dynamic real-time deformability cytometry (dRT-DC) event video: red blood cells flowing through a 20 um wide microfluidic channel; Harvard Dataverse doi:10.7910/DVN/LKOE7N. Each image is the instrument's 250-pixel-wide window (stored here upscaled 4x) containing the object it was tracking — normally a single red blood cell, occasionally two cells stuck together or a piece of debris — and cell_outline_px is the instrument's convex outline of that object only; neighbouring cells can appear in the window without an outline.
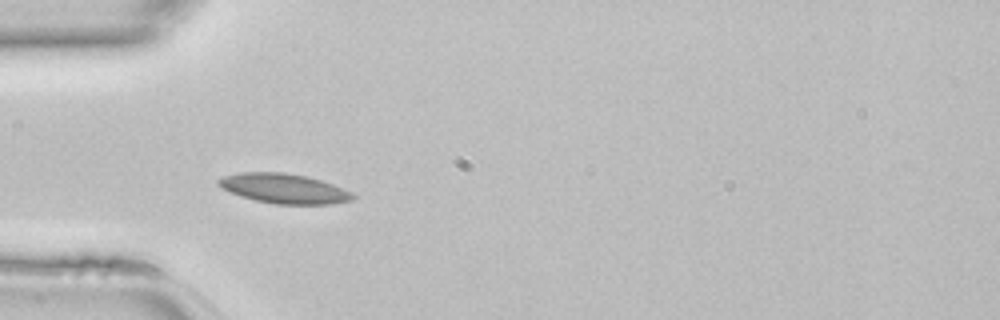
{"species": "common noctule bat (a hibernating species)", "species_latin": "Nyctalus noctula", "temperature_condition": "room temperature", "stored_images_in_passage": 33, "camera_frame_rate_fps": 3000, "um_per_image_px": 0.085, "animal": {"sex": "female", "body_mass_g": 22.7, "forearm_length_mm": 54.2}, "frame": {"image": 1, "passage_image": 1, "time_ms": 0.0, "image_size_px": [1000, 320], "cell_outline_px": [[356, 196], [352, 200], [332, 204], [276, 204], [256, 200], [240, 196], [216, 184], [216, 180], [220, 176], [240, 172], [284, 172], [308, 176], [332, 184], [352, 192]], "centroid_in_image_um": [24.13, 16.01], "position_along_channel_um": 60.9, "area_um2": 23.35}}
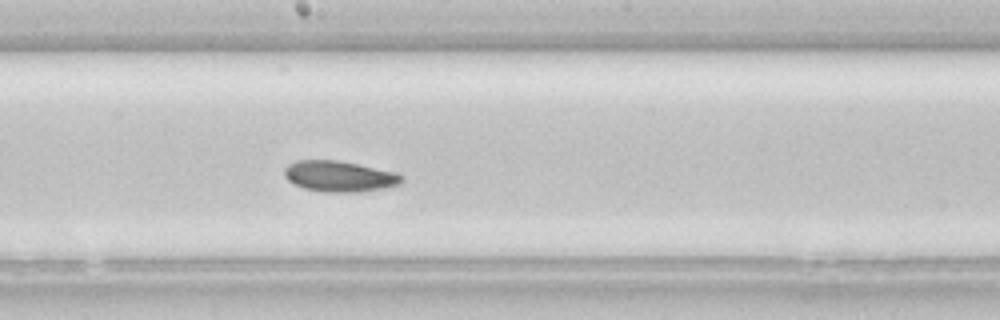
{"frame": {"image": 2, "passage_image": 12, "time_ms": 3.667, "image_size_px": [1000, 320], "cell_outline_px": [[404, 180], [400, 184], [384, 188], [360, 192], [324, 192], [304, 188], [288, 180], [284, 176], [284, 168], [288, 164], [296, 160], [336, 160], [396, 172], [404, 176]], "centroid_in_image_um": [28.86, 14.99], "position_along_channel_um": 219.3, "area_um2": 21.1}}